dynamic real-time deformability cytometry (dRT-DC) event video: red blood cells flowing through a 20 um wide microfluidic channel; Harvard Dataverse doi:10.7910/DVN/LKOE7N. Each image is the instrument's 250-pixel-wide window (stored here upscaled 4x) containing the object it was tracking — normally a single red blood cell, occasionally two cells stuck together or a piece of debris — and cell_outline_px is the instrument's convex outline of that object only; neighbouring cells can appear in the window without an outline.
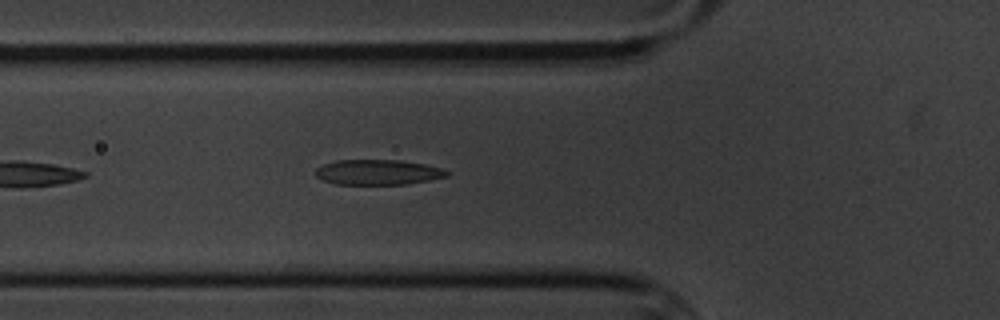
{"species": "common noctule bat (a hibernating species)", "species_latin": "Nyctalus noctula", "temperature_condition": "cold", "stored_images_in_passage": 6, "camera_frame_rate_fps": 3000, "um_per_image_px": 0.085, "animal": {"sex": "male", "body_mass_g": 20.1, "forearm_length_mm": 53.5}, "frame": {"image": 1, "passage_image": 6, "time_ms": 6.0, "image_size_px": [1000, 320], "cell_outline_px": [[448, 176], [428, 180], [404, 184], [336, 184], [320, 180], [316, 176], [316, 168], [324, 164], [336, 160], [400, 160], [424, 164], [440, 168], [448, 172]], "centroid_in_image_um": [32.07, 14.64], "position_along_channel_um": 93.7, "area_um2": 19.13}}